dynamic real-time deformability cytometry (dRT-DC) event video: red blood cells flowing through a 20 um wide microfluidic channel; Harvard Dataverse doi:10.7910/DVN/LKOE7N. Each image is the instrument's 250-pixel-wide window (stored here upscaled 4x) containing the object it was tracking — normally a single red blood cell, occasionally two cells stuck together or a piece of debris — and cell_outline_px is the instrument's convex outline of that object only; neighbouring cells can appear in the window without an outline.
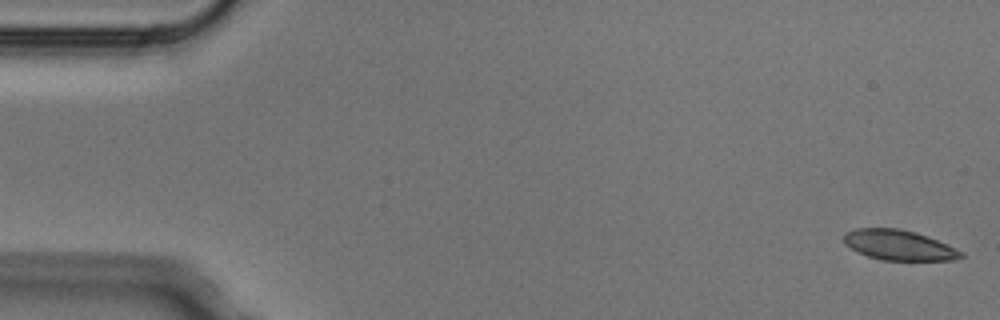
{"species": "Egyptian fruit bat (a non-hibernating species)", "species_latin": "Rousettus aegyptiacus", "temperature_condition": "cold", "stored_images_in_passage": 4, "camera_frame_rate_fps": 3000, "um_per_image_px": 0.085, "animal": {"sex": "male"}, "frame": {"image": 1, "passage_image": 1, "time_ms": 0.0, "image_size_px": [1000, 320], "cell_outline_px": [[964, 256], [952, 260], [884, 260], [868, 256], [856, 252], [844, 244], [844, 232], [856, 228], [896, 228], [916, 232], [928, 236], [964, 252]], "centroid_in_image_um": [76.38, 20.83], "position_along_channel_um": 8.6, "area_um2": 20.63}}
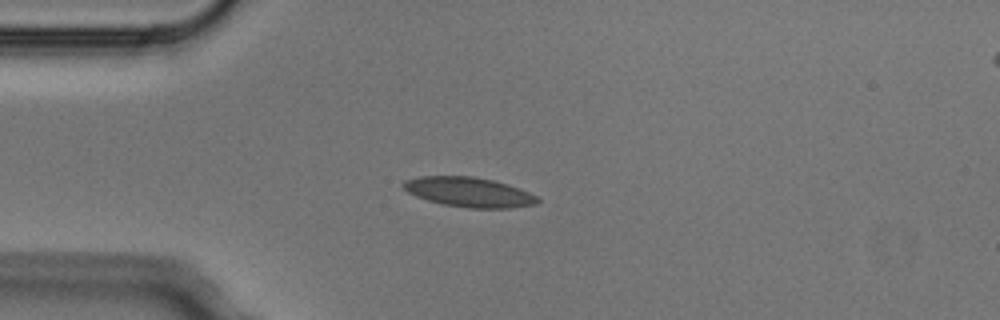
{"frame": {"image": 2, "passage_image": 4, "time_ms": 1.0, "image_size_px": [1000, 320], "cell_outline_px": [[540, 200], [536, 204], [508, 208], [468, 208], [444, 204], [428, 200], [416, 196], [408, 192], [400, 184], [404, 180], [420, 176], [472, 176], [492, 180], [520, 188], [536, 196]], "centroid_in_image_um": [39.84, 16.32], "position_along_channel_um": 45.2, "area_um2": 23.12}}